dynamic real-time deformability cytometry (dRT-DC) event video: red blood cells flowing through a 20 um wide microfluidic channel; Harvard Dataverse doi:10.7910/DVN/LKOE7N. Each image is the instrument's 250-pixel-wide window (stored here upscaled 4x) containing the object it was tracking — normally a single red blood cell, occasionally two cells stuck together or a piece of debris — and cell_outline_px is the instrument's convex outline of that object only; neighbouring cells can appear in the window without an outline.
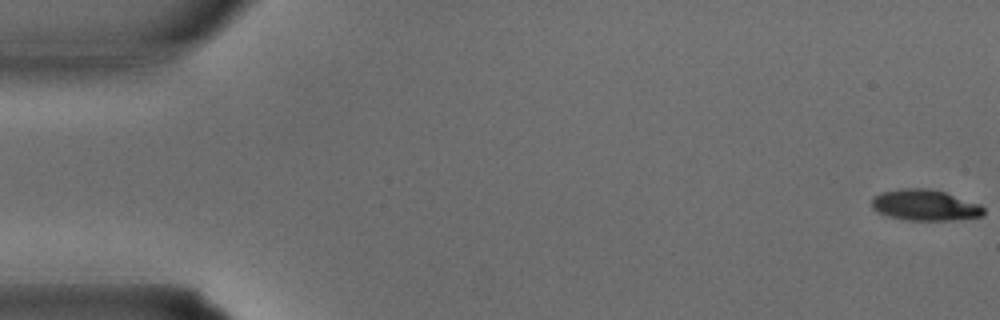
{"species": "common noctule bat (a hibernating species)", "species_latin": "Nyctalus noctula", "temperature_condition": "warm", "stored_images_in_passage": 35, "camera_frame_rate_fps": 3000, "um_per_image_px": 0.085, "animal": {"sex": "male", "body_mass_g": 15.6}, "frame": {"image": 1, "passage_image": 1, "time_ms": 0.0, "image_size_px": [1000, 320], "cell_outline_px": [[984, 216], [952, 220], [908, 220], [888, 216], [876, 212], [872, 208], [872, 196], [884, 192], [904, 188], [928, 188], [944, 192], [980, 204], [984, 208]], "centroid_in_image_um": [78.62, 17.44], "position_along_channel_um": 6.4, "area_um2": 20.17}}
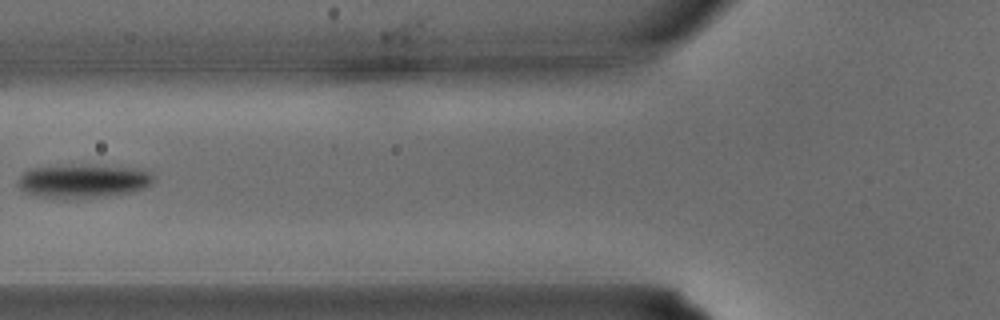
{"frame": {"image": 2, "passage_image": 14, "time_ms": 4.333, "image_size_px": [1000, 320], "cell_outline_px": [[156, 180], [152, 184], [144, 188], [132, 192], [104, 196], [40, 196], [24, 192], [16, 184], [20, 176], [24, 172], [32, 168], [88, 164], [144, 168], [152, 172]], "centroid_in_image_um": [7.18, 15.34], "position_along_channel_um": 118.6, "area_um2": 26.36}}
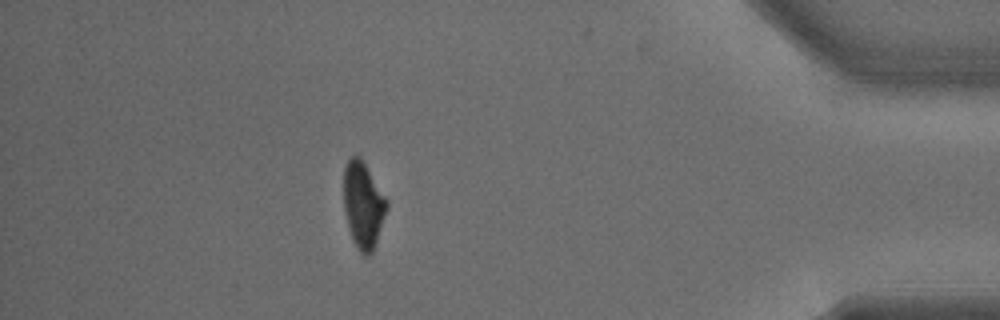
{"frame": {"image": 3, "passage_image": 31, "time_ms": 10.0, "image_size_px": [1000, 320], "cell_outline_px": [[388, 208], [372, 252], [368, 256], [364, 256], [356, 248], [352, 240], [348, 228], [344, 212], [344, 164], [352, 156], [360, 156], [388, 200]], "centroid_in_image_um": [30.86, 17.43], "position_along_channel_um": 404.3, "area_um2": 21.79}}